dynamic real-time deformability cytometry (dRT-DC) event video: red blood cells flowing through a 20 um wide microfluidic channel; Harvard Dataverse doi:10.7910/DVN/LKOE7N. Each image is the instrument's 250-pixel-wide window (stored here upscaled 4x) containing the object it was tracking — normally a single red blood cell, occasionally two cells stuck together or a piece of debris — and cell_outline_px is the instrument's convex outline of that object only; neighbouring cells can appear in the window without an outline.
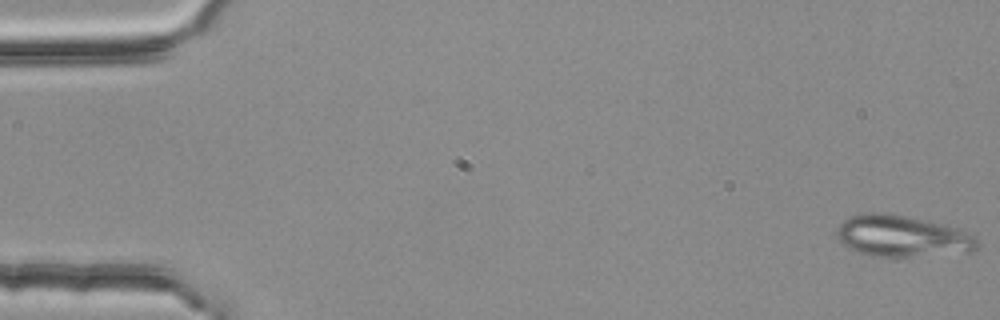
{"species": "common noctule bat (a hibernating species)", "species_latin": "Nyctalus noctula", "temperature_condition": "room temperature", "stored_images_in_passage": 54, "camera_frame_rate_fps": 3000, "um_per_image_px": 0.085, "animal": {"sex": "female", "body_mass_g": 25.1}, "frame": {"image": 1, "passage_image": 1, "time_ms": 0.0, "image_size_px": [1000, 320], "cell_outline_px": [[980, 240], [976, 248], [972, 252], [912, 256], [868, 256], [844, 244], [836, 236], [836, 228], [844, 220], [852, 216], [868, 212], [884, 212], [908, 216], [944, 224], [956, 228], [976, 236]], "centroid_in_image_um": [76.71, 20.06], "position_along_channel_um": 8.3, "area_um2": 33.87}}
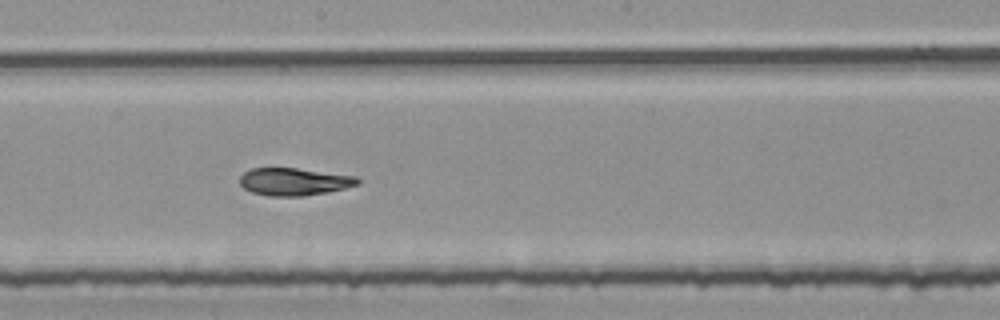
{"frame": {"image": 2, "passage_image": 30, "time_ms": 9.667, "image_size_px": [1000, 320], "cell_outline_px": [[360, 184], [328, 192], [304, 196], [268, 196], [252, 192], [244, 188], [240, 184], [240, 176], [244, 172], [252, 168], [296, 168], [356, 176], [360, 180]], "centroid_in_image_um": [25.0, 15.44], "position_along_channel_um": 223.2, "area_um2": 18.9}}
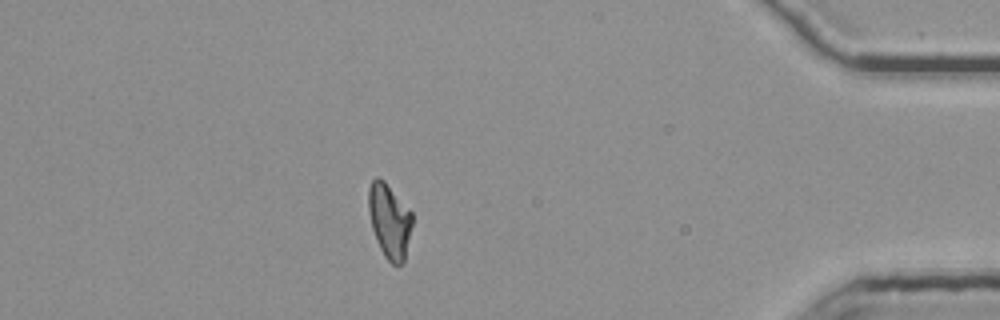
{"frame": {"image": 3, "passage_image": 48, "time_ms": 15.667, "image_size_px": [1000, 320], "cell_outline_px": [[412, 224], [404, 260], [400, 264], [392, 264], [384, 256], [376, 240], [372, 228], [368, 208], [368, 188], [372, 180], [376, 176], [384, 180], [412, 212]], "centroid_in_image_um": [33.08, 18.74], "position_along_channel_um": 402.1, "area_um2": 18.84}, "authors_computed_cell_mechanics": {"area_um2": 19.5364, "velocity_mm_per_s": 3.7623, "shape_relaxation_time_tau1_ms": 10.1457, "shape_relaxation_time_tau2_ms": 4.555, "deformation_change_tau1": 0.26, "deformation_change_tau2": 0.0804}}